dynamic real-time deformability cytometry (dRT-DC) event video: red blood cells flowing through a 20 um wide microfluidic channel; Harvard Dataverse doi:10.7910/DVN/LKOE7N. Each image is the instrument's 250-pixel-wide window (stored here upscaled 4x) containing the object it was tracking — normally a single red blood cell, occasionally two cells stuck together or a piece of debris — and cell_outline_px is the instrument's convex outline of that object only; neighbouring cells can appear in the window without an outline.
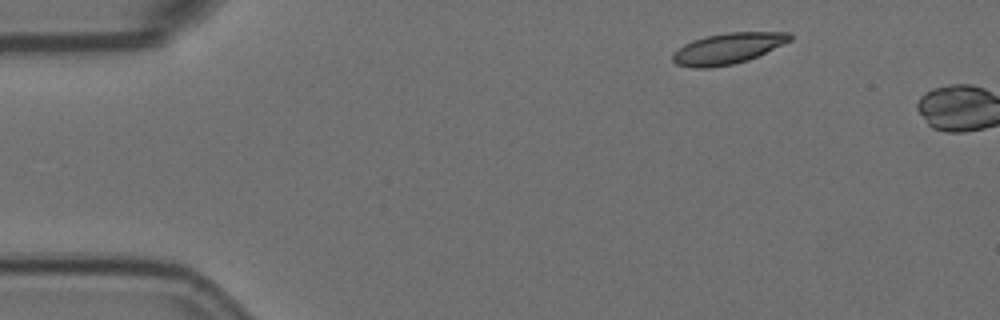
{"species": "Egyptian fruit bat (a non-hibernating species)", "species_latin": "Rousettus aegyptiacus", "temperature_condition": "room temperature", "stored_images_in_passage": 2, "camera_frame_rate_fps": 3000, "um_per_image_px": 0.085, "animal": {"sex": "female"}, "frame": {"image": 1, "passage_image": 1, "time_ms": 0.0, "image_size_px": [1000, 320], "cell_outline_px": [[792, 40], [784, 44], [748, 60], [732, 64], [708, 68], [692, 68], [676, 64], [672, 60], [672, 52], [684, 44], [692, 40], [708, 36], [728, 32], [792, 32]], "centroid_in_image_um": [61.85, 4.12], "position_along_channel_um": 23.1, "area_um2": 21.15}}